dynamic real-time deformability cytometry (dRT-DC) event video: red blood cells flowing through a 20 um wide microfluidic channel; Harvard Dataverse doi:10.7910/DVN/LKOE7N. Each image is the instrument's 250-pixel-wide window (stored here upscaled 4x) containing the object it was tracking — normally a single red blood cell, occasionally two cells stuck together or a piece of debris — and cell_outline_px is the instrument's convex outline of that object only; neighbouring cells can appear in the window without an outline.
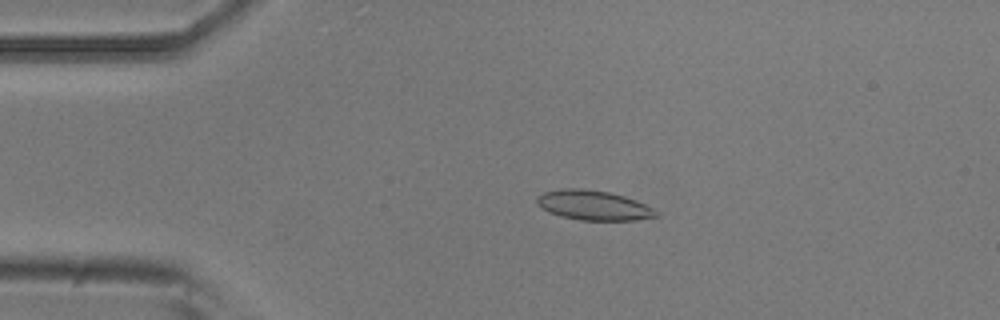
{"species": "common noctule bat (a hibernating species)", "species_latin": "Nyctalus noctula", "temperature_condition": "room temperature", "stored_images_in_passage": 4, "camera_frame_rate_fps": 3000, "um_per_image_px": 0.085, "animal": {"sex": "male", "body_mass_g": 20.5, "forearm_length_mm": 52.5}, "frame": {"image": 1, "passage_image": 3, "time_ms": 0.667, "image_size_px": [1000, 320], "cell_outline_px": [[656, 216], [636, 220], [580, 220], [560, 216], [548, 212], [536, 204], [536, 196], [544, 192], [560, 188], [580, 188], [608, 192], [624, 196], [636, 200], [652, 208], [656, 212]], "centroid_in_image_um": [50.37, 17.44], "position_along_channel_um": 34.6, "area_um2": 20.58}}